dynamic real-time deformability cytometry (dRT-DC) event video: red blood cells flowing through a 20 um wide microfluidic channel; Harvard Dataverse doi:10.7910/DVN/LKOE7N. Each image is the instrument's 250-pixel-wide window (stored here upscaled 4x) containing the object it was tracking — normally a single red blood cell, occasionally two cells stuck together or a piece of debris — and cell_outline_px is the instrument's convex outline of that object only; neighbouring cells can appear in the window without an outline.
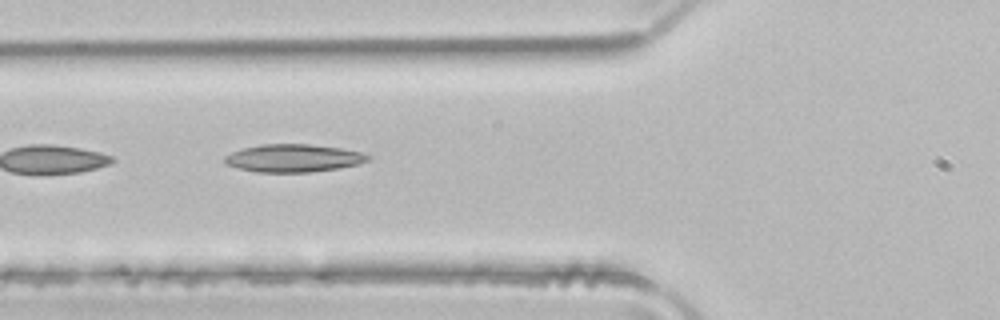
{"species": "common noctule bat (a hibernating species)", "species_latin": "Nyctalus noctula", "temperature_condition": "room temperature", "stored_images_in_passage": 5, "camera_frame_rate_fps": 3000, "um_per_image_px": 0.085, "animal": {"sex": "male", "body_mass_g": 21.5, "forearm_length_mm": 52.0}, "frame": {"image": 1, "passage_image": 5, "time_ms": 1.333, "image_size_px": [1000, 320], "cell_outline_px": [[372, 156], [368, 160], [360, 164], [340, 168], [308, 172], [256, 172], [224, 164], [224, 156], [232, 152], [244, 148], [260, 144], [308, 144], [340, 148], [360, 152]], "centroid_in_image_um": [24.94, 13.44], "position_along_channel_um": 100.9, "area_um2": 23.18}}